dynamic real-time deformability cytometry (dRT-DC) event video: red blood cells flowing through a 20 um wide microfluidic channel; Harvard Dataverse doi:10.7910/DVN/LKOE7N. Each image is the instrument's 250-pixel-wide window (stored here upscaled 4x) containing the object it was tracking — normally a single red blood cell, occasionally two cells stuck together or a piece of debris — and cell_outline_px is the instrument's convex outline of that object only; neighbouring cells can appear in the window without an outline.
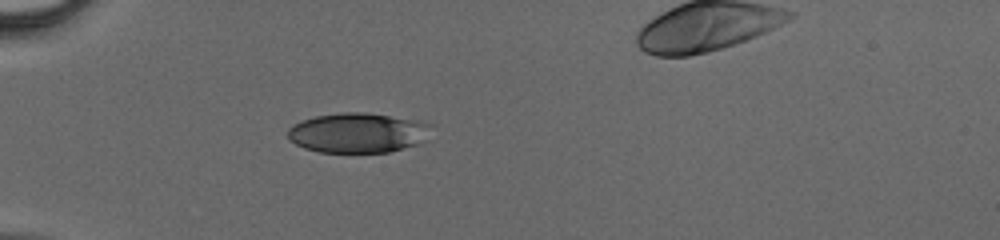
{"species": "human", "species_latin": "Homo sapiens", "temperature_condition": "cold", "stored_images_in_passage": 32, "camera_frame_rate_fps": 3000, "um_per_image_px": 0.085, "donor": {"sex": "male"}, "frame": {"image": 1, "passage_image": 1, "time_ms": 0.0, "image_size_px": [1000, 240], "cell_outline_px": [[436, 124], [428, 140], [424, 144], [388, 152], [320, 152], [304, 148], [288, 140], [288, 128], [292, 124], [316, 116], [340, 112], [364, 112], [424, 120]], "centroid_in_image_um": [30.56, 11.28], "position_along_channel_um": 54.4, "area_um2": 34.39}}
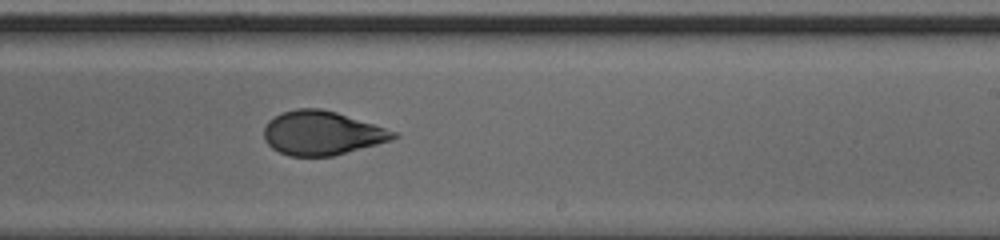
{"frame": {"image": 2, "passage_image": 16, "time_ms": 5.0, "image_size_px": [1000, 240], "cell_outline_px": [[400, 136], [392, 140], [332, 156], [288, 156], [272, 148], [264, 140], [264, 128], [268, 120], [280, 112], [296, 108], [320, 108], [336, 112], [396, 132]], "centroid_in_image_um": [27.31, 11.31], "position_along_channel_um": 261.7, "area_um2": 33.06}}
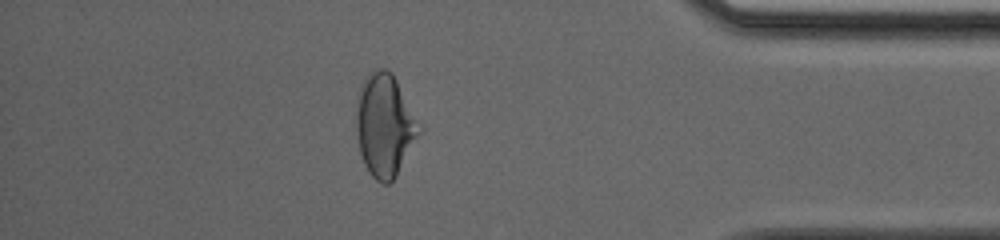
{"frame": {"image": 3, "passage_image": 27, "time_ms": 8.667, "image_size_px": [1000, 240], "cell_outline_px": [[424, 128], [396, 176], [388, 184], [384, 184], [376, 180], [368, 172], [364, 164], [360, 152], [356, 132], [356, 100], [360, 84], [376, 68], [388, 68], [392, 72]], "centroid_in_image_um": [32.72, 10.64], "position_along_channel_um": 402.5, "area_um2": 38.21}}